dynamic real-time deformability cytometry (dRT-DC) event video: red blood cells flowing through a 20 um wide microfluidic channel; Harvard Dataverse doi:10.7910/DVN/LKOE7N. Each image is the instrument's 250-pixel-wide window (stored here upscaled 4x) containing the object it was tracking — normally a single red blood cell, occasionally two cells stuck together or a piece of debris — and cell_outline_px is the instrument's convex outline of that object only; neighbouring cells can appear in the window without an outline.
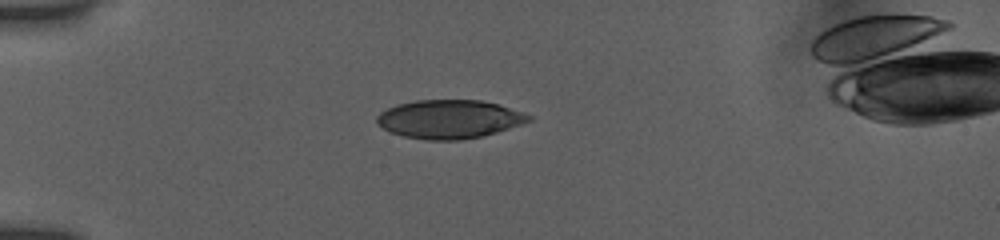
{"species": "human", "species_latin": "Homo sapiens", "temperature_condition": "room temperature", "stored_images_in_passage": 15, "camera_frame_rate_fps": 3000, "um_per_image_px": 0.085, "donor": {"sex": "female"}, "frame": {"image": 1, "passage_image": 1, "time_ms": 0.0, "image_size_px": [1000, 240], "cell_outline_px": [[532, 120], [496, 132], [480, 136], [460, 140], [424, 140], [404, 136], [392, 132], [384, 128], [376, 120], [376, 116], [380, 112], [396, 104], [416, 100], [480, 100], [500, 104], [532, 116]], "centroid_in_image_um": [38.18, 10.12], "position_along_channel_um": 46.8, "area_um2": 33.93}}
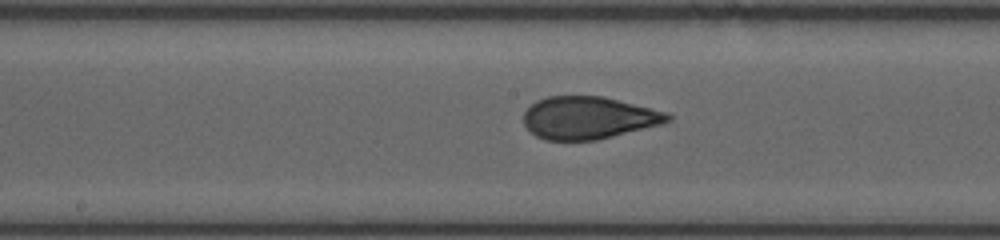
{"frame": {"image": 2, "passage_image": 9, "time_ms": 4.667, "image_size_px": [1000, 240], "cell_outline_px": [[672, 120], [660, 124], [596, 140], [544, 140], [536, 136], [524, 124], [524, 112], [536, 100], [548, 96], [604, 96], [668, 112], [672, 116]], "centroid_in_image_um": [50.02, 10.0], "position_along_channel_um": 198.2, "area_um2": 35.55}}
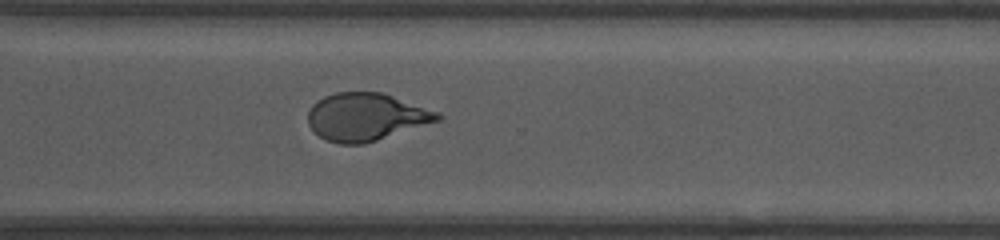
{"frame": {"image": 3, "passage_image": 15, "time_ms": 8.333, "image_size_px": [1000, 240], "cell_outline_px": [[444, 116], [440, 120], [364, 144], [340, 144], [328, 140], [320, 136], [308, 124], [308, 112], [312, 104], [316, 100], [324, 96], [336, 92], [380, 92], [392, 96], [436, 112]], "centroid_in_image_um": [31.07, 9.93], "position_along_channel_um": 339.5, "area_um2": 35.49}}